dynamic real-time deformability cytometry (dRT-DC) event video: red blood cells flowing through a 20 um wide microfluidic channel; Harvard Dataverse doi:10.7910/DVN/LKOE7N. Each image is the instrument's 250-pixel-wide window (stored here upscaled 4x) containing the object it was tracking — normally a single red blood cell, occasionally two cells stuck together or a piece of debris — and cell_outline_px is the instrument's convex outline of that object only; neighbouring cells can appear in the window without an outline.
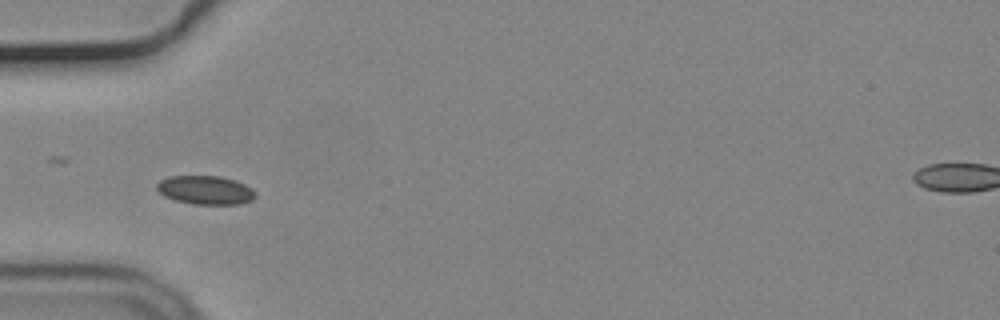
{"species": "common noctule bat (a hibernating species)", "species_latin": "Nyctalus noctula", "temperature_condition": "cold", "stored_images_in_passage": 39, "camera_frame_rate_fps": 3000, "um_per_image_px": 0.085, "animal": {"sex": "male", "body_mass_g": 19.2, "forearm_length_mm": 51.8}, "frame": {"image": 1, "passage_image": 1, "time_ms": 0.0, "image_size_px": [1000, 320], "cell_outline_px": [[256, 196], [252, 200], [240, 204], [192, 204], [176, 200], [164, 196], [156, 188], [156, 184], [160, 180], [168, 176], [220, 176], [244, 184], [252, 188], [256, 192]], "centroid_in_image_um": [17.46, 16.16], "position_along_channel_um": 67.5, "area_um2": 16.47}}
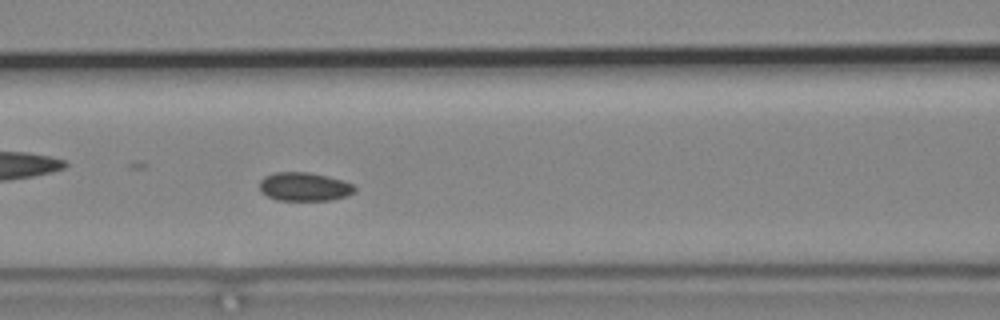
{"frame": {"image": 2, "passage_image": 7, "time_ms": 2.0, "image_size_px": [1000, 320], "cell_outline_px": [[356, 192], [348, 196], [332, 200], [276, 200], [260, 192], [260, 180], [264, 176], [272, 172], [308, 172], [328, 176], [344, 180], [352, 184], [356, 188]], "centroid_in_image_um": [25.88, 15.87], "position_along_channel_um": 140.7, "area_um2": 16.13}}
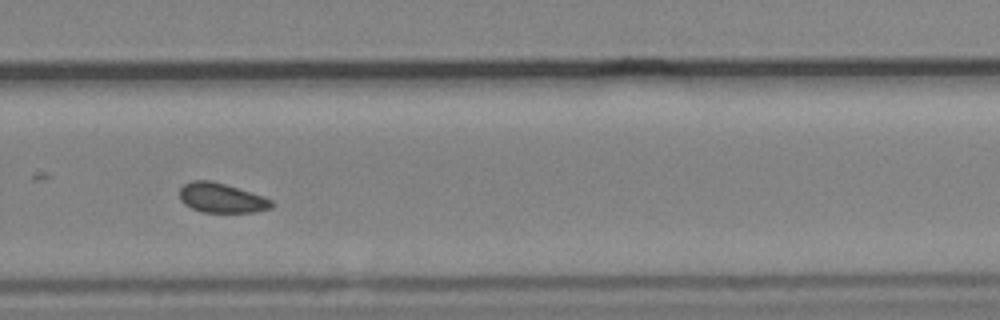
{"frame": {"image": 3, "passage_image": 21, "time_ms": 6.667, "image_size_px": [1000, 320], "cell_outline_px": [[276, 204], [272, 208], [256, 212], [200, 212], [184, 204], [180, 200], [180, 188], [184, 184], [192, 180], [208, 180], [224, 184], [272, 200]], "centroid_in_image_um": [18.81, 16.84], "position_along_channel_um": 311.0, "area_um2": 15.72}, "authors_computed_cell_mechanics": {"area_um2": 16.1262, "velocity_mm_per_s": 3.6705, "shape_relaxation_time_tau1_ms": null, "shape_relaxation_time_tau2_ms": 2.3128, "deformation_change_tau1": null, "deformation_change_tau2": 0.0494}}